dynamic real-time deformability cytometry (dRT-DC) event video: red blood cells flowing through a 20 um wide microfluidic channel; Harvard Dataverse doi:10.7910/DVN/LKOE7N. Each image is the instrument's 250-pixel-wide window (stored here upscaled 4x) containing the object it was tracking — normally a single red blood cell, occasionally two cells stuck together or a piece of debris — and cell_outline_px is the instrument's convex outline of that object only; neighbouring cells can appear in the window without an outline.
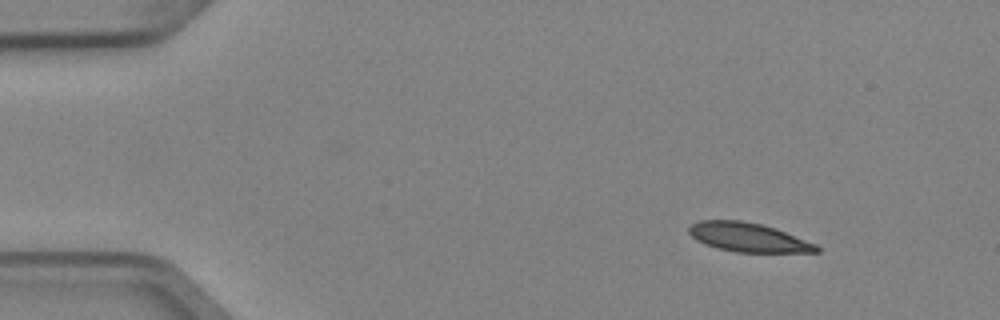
{"species": "Egyptian fruit bat (a non-hibernating species)", "species_latin": "Rousettus aegyptiacus", "temperature_condition": "cold", "stored_images_in_passage": 5, "camera_frame_rate_fps": 3000, "um_per_image_px": 0.085, "animal": {"sex": "female"}, "frame": {"image": 1, "passage_image": 1, "time_ms": 0.0, "image_size_px": [1000, 320], "cell_outline_px": [[820, 252], [736, 252], [716, 248], [704, 244], [696, 240], [688, 232], [688, 228], [692, 224], [700, 220], [740, 220], [760, 224], [776, 228], [816, 244], [820, 248]], "centroid_in_image_um": [63.58, 20.17], "position_along_channel_um": 21.4, "area_um2": 21.56}}
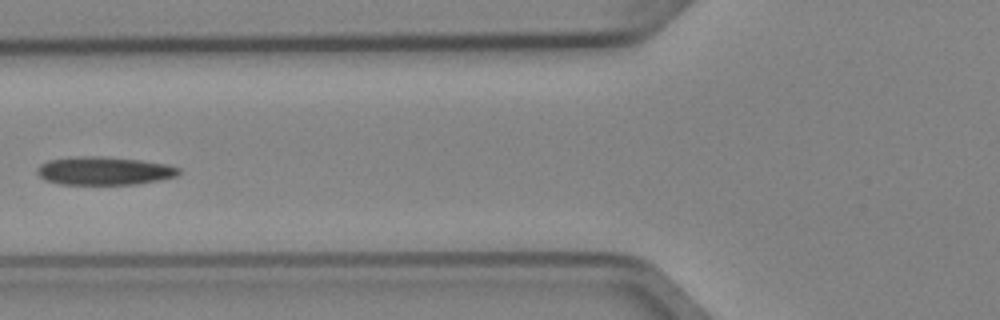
{"frame": {"image": 2, "passage_image": 5, "time_ms": 1.333, "image_size_px": [1000, 320], "cell_outline_px": [[180, 172], [176, 176], [136, 184], [60, 184], [44, 180], [36, 172], [36, 168], [40, 164], [48, 160], [76, 156], [104, 156], [140, 160], [164, 164], [180, 168]], "centroid_in_image_um": [8.79, 14.51], "position_along_channel_um": 117.0, "area_um2": 23.24}}